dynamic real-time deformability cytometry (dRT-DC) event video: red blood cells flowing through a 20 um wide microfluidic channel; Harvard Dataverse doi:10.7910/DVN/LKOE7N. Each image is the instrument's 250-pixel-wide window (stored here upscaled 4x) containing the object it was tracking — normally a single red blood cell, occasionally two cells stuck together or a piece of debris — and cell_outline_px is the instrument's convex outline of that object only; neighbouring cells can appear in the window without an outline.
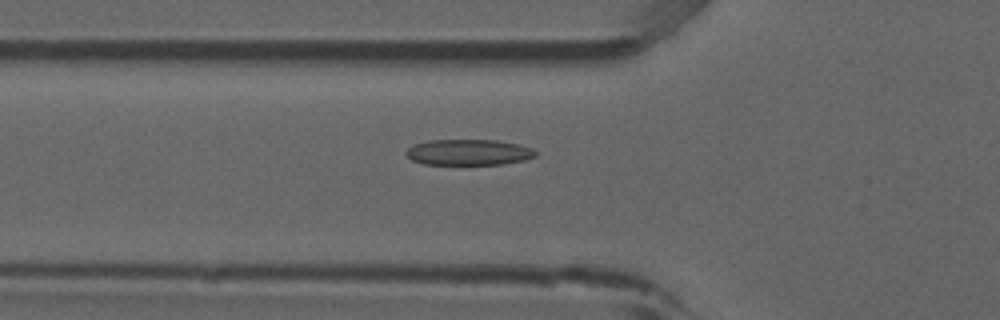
{"species": "common noctule bat (a hibernating species)", "species_latin": "Nyctalus noctula", "temperature_condition": "room temperature", "stored_images_in_passage": 42, "camera_frame_rate_fps": 3000, "um_per_image_px": 0.085, "animal": {"sex": "male", "forearm_length_mm": 52.5}, "frame": {"image": 1, "passage_image": 8, "time_ms": 2.333, "image_size_px": [1000, 320], "cell_outline_px": [[536, 156], [524, 160], [504, 164], [424, 164], [412, 160], [404, 152], [408, 148], [416, 144], [428, 140], [496, 140], [520, 144], [532, 148], [536, 152]], "centroid_in_image_um": [39.85, 12.94], "position_along_channel_um": 85.9, "area_um2": 19.48}}
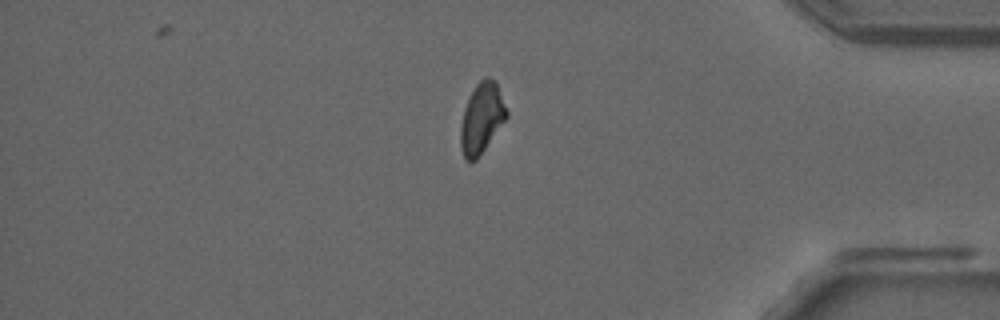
{"frame": {"image": 2, "passage_image": 34, "time_ms": 11.0, "image_size_px": [1000, 320], "cell_outline_px": [[508, 116], [476, 160], [464, 160], [460, 148], [460, 128], [464, 108], [476, 84], [484, 76], [488, 76], [496, 80], [508, 112]], "centroid_in_image_um": [40.94, 10.02], "position_along_channel_um": 394.3, "area_um2": 18.84}}
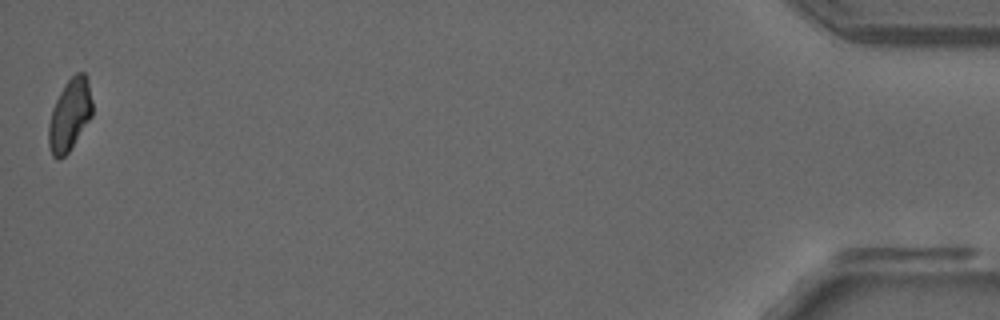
{"frame": {"image": 3, "passage_image": 42, "time_ms": 13.667, "image_size_px": [1000, 320], "cell_outline_px": [[92, 116], [68, 152], [60, 160], [56, 160], [52, 156], [48, 144], [48, 124], [52, 108], [64, 84], [76, 72], [84, 72], [88, 76], [92, 100]], "centroid_in_image_um": [5.92, 9.76], "position_along_channel_um": 429.3, "area_um2": 18.5}, "authors_computed_cell_mechanics": {"area_um2": 19.1029, "velocity_mm_per_s": 3.8834, "shape_relaxation_time_tau1_ms": null, "shape_relaxation_time_tau2_ms": 7.4047, "deformation_change_tau1": null, "deformation_change_tau2": 0.1679}}